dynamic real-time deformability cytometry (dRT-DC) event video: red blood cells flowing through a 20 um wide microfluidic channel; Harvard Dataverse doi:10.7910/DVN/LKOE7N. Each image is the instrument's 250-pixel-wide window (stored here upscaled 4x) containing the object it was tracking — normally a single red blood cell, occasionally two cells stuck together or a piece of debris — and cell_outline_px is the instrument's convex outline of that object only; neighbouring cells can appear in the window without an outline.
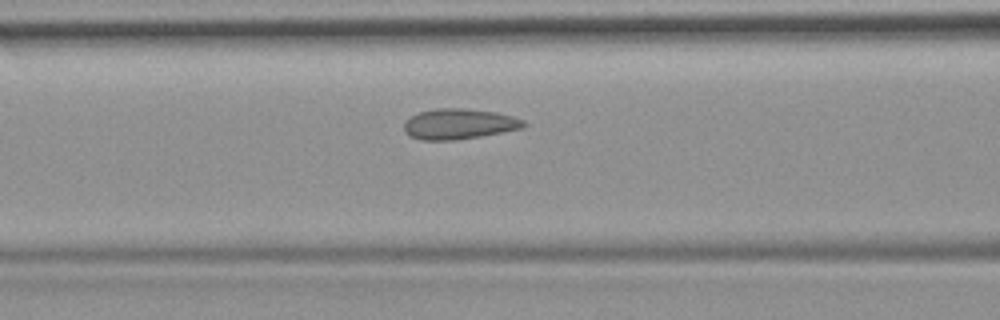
{"species": "common noctule bat (a hibernating species)", "species_latin": "Nyctalus noctula", "temperature_condition": "room temperature", "stored_images_in_passage": 18, "camera_frame_rate_fps": 3000, "um_per_image_px": 0.085, "animal": {"sex": "female", "body_mass_g": 19.9}, "frame": {"image": 1, "passage_image": 13, "time_ms": 4.0, "image_size_px": [1000, 320], "cell_outline_px": [[528, 124], [524, 128], [480, 136], [456, 140], [420, 140], [404, 132], [404, 124], [412, 116], [420, 112], [436, 108], [464, 108], [496, 112], [512, 116], [524, 120]], "centroid_in_image_um": [39.05, 10.54], "position_along_channel_um": 127.5, "area_um2": 21.21}}